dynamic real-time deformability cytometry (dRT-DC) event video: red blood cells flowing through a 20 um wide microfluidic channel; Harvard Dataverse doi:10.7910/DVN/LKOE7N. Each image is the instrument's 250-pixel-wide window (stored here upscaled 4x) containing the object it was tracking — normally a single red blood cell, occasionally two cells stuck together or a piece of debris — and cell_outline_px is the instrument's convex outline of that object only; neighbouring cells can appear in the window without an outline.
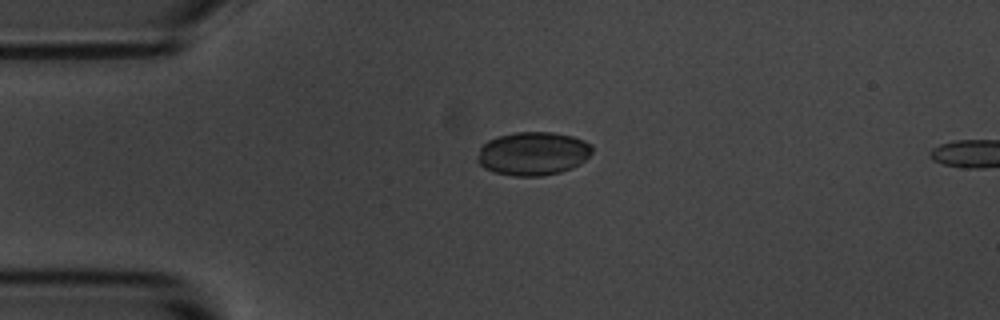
{"species": "common noctule bat (a hibernating species)", "species_latin": "Nyctalus noctula", "temperature_condition": "room temperature", "stored_images_in_passage": 2, "camera_frame_rate_fps": 3000, "um_per_image_px": 0.085, "animal": {"sex": "male", "body_mass_g": 20.1, "forearm_length_mm": 53.5}, "frame": {"image": 1, "passage_image": 1, "time_ms": 0.0, "image_size_px": [1000, 320], "cell_outline_px": [[592, 152], [580, 164], [572, 168], [560, 172], [544, 176], [512, 176], [496, 172], [484, 168], [476, 160], [476, 156], [480, 148], [488, 140], [496, 136], [516, 132], [552, 132], [572, 136], [584, 140], [592, 144]], "centroid_in_image_um": [45.3, 13.05], "position_along_channel_um": 39.7, "area_um2": 29.25}}